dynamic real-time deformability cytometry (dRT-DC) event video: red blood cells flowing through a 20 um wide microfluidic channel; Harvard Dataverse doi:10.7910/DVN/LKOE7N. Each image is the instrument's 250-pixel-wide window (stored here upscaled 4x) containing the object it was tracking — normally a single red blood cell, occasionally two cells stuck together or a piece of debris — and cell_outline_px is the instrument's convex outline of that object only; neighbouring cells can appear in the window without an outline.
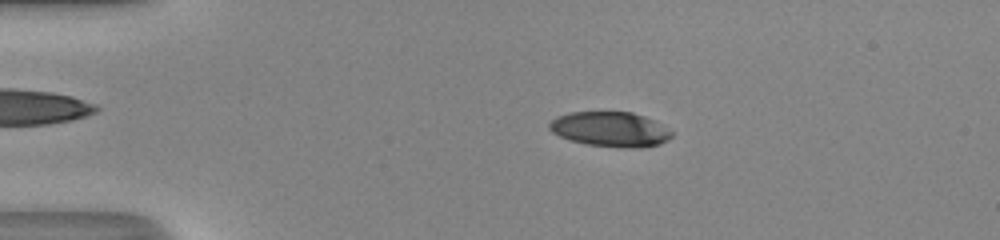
{"species": "human", "species_latin": "Homo sapiens", "temperature_condition": "room temperature", "stored_images_in_passage": 50, "camera_frame_rate_fps": 3000, "um_per_image_px": 0.085, "donor": {"sex": "male"}, "frame": {"image": 1, "passage_image": 11, "time_ms": 3.333, "image_size_px": [1000, 240], "cell_outline_px": [[672, 136], [668, 140], [660, 144], [640, 148], [620, 148], [588, 144], [568, 140], [552, 132], [548, 128], [548, 124], [556, 116], [572, 112], [632, 112], [656, 120], [672, 132]], "centroid_in_image_um": [51.88, 10.99], "position_along_channel_um": 33.1, "area_um2": 25.09}}
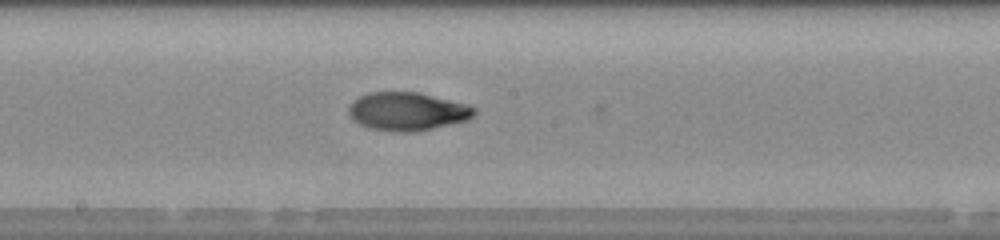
{"frame": {"image": 2, "passage_image": 28, "time_ms": 9.0, "image_size_px": [1000, 240], "cell_outline_px": [[476, 112], [468, 120], [416, 132], [392, 132], [368, 128], [360, 124], [348, 112], [348, 108], [352, 100], [368, 92], [420, 92], [468, 104], [476, 108]], "centroid_in_image_um": [34.64, 9.47], "position_along_channel_um": 213.6, "area_um2": 28.21}}
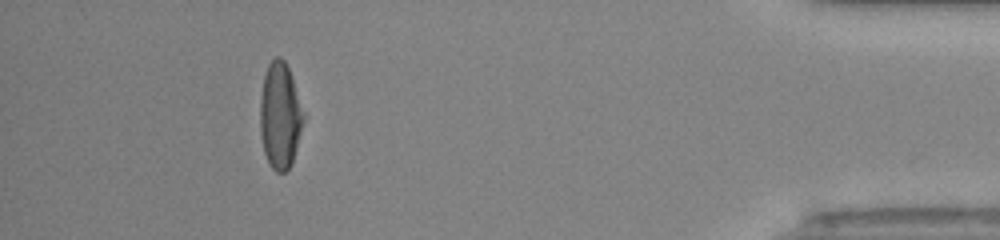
{"frame": {"image": 3, "passage_image": 46, "time_ms": 15.0, "image_size_px": [1000, 240], "cell_outline_px": [[304, 120], [292, 164], [284, 172], [276, 172], [268, 164], [264, 152], [260, 132], [260, 100], [264, 76], [268, 64], [276, 56], [280, 56], [284, 60], [292, 76], [304, 116]], "centroid_in_image_um": [23.79, 9.84], "position_along_channel_um": 411.4, "area_um2": 26.76}, "authors_computed_cell_mechanics": {"area_um2": 27.2816, "velocity_mm_per_s": 4.2382, "shape_relaxation_time_tau1_ms": 7.1011, "shape_relaxation_time_tau2_ms": 1.4977, "deformation_change_tau1": 0.2708, "deformation_change_tau2": 0.0511}}